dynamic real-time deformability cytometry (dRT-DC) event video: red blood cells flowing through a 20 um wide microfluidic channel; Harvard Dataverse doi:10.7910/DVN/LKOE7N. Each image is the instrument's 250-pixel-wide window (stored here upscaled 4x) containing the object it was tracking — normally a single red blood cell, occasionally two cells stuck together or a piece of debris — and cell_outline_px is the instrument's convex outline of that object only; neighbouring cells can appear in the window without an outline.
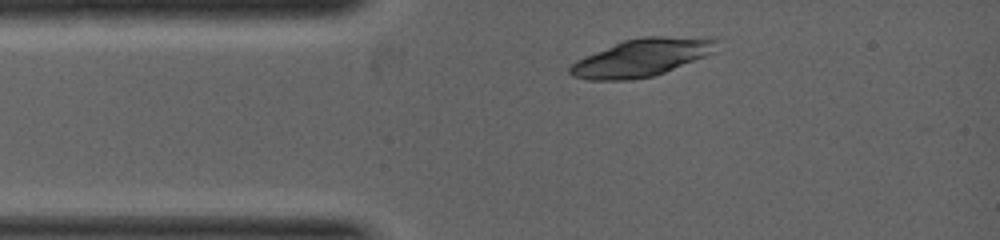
{"species": "common noctule bat (a hibernating species)", "species_latin": "Nyctalus noctula", "temperature_condition": "warm", "stored_images_in_passage": 1, "camera_frame_rate_fps": 5000, "um_per_image_px": 0.085, "animal": {"sex": "female", "body_mass_g": 19.0, "forearm_length_mm": 53.3}, "frame": {"image": 1, "passage_image": 1, "time_ms": 0.0, "image_size_px": [1000, 240], "cell_outline_px": [[716, 40], [712, 52], [704, 56], [664, 72], [652, 76], [632, 80], [588, 80], [572, 76], [568, 72], [568, 68], [576, 60], [624, 40], [644, 36], [712, 36]], "centroid_in_image_um": [54.52, 4.89], "position_along_channel_um": 30.5, "area_um2": 31.91}}